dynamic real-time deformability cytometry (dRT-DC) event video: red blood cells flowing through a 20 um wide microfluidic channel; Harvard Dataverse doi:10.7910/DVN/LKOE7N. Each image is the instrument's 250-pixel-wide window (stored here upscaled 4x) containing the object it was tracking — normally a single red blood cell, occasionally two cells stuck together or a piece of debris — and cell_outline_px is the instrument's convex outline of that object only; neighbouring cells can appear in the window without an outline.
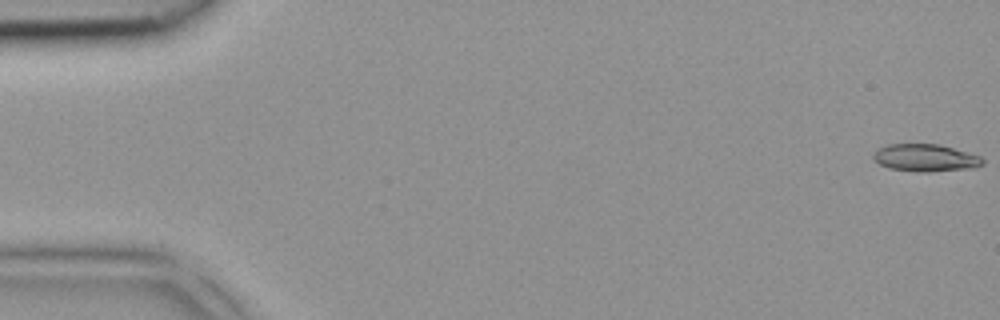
{"species": "common noctule bat (a hibernating species)", "species_latin": "Nyctalus noctula", "temperature_condition": "room temperature", "stored_images_in_passage": 5, "camera_frame_rate_fps": 3000, "um_per_image_px": 0.085, "animal": {"sex": "female", "body_mass_g": 18.4}, "frame": {"image": 1, "passage_image": 1, "time_ms": 0.0, "image_size_px": [1000, 320], "cell_outline_px": [[984, 164], [976, 168], [924, 172], [888, 168], [880, 164], [872, 156], [880, 148], [888, 144], [940, 144], [980, 156], [984, 160]], "centroid_in_image_um": [78.71, 13.42], "position_along_channel_um": 6.3, "area_um2": 17.28}}
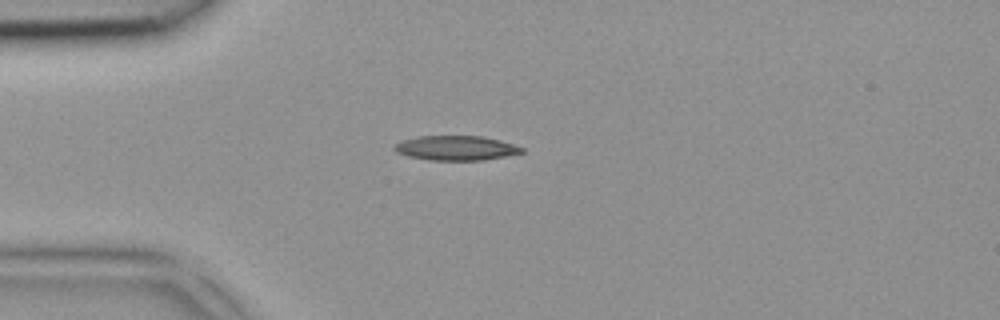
{"frame": {"image": 2, "passage_image": 4, "time_ms": 1.0, "image_size_px": [1000, 320], "cell_outline_px": [[524, 152], [504, 156], [480, 160], [428, 160], [408, 156], [396, 152], [392, 148], [400, 140], [420, 136], [484, 136], [500, 140], [524, 148]], "centroid_in_image_um": [38.72, 12.57], "position_along_channel_um": 46.3, "area_um2": 18.21}}